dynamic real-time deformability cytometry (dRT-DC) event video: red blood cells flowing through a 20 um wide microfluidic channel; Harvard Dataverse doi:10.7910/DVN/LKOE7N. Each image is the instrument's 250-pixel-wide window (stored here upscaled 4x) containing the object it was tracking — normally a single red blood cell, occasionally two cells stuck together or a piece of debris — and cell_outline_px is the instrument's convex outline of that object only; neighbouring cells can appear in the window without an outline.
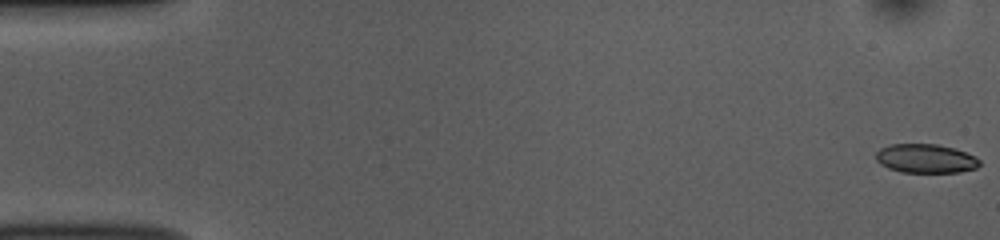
{"species": "common noctule bat (a hibernating species)", "species_latin": "Nyctalus noctula", "temperature_condition": "room temperature", "stored_images_in_passage": 53, "camera_frame_rate_fps": 3000, "um_per_image_px": 0.085, "animal": {"sex": "female", "body_mass_g": 10.0, "forearm_length_mm": 53.1}, "frame": {"image": 1, "passage_image": 1, "time_ms": 0.0, "image_size_px": [1000, 240], "cell_outline_px": [[980, 164], [976, 168], [960, 172], [900, 172], [888, 168], [880, 164], [876, 160], [876, 152], [880, 148], [892, 144], [936, 144], [952, 148], [976, 156], [980, 160]], "centroid_in_image_um": [78.67, 13.48], "position_along_channel_um": 6.3, "area_um2": 17.46}}
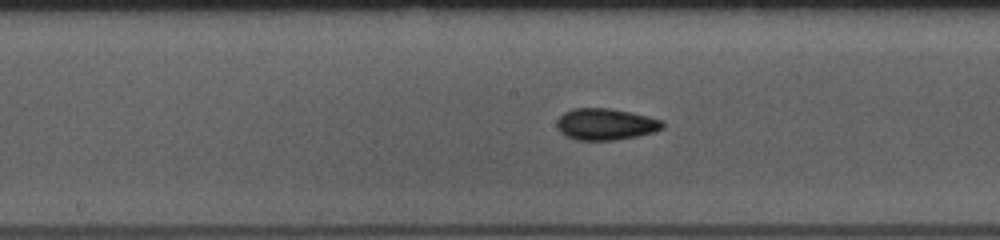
{"frame": {"image": 2, "passage_image": 27, "time_ms": 8.667, "image_size_px": [1000, 240], "cell_outline_px": [[664, 128], [652, 132], [636, 136], [616, 140], [576, 140], [560, 132], [556, 124], [556, 120], [564, 112], [572, 108], [612, 108], [648, 116], [664, 120]], "centroid_in_image_um": [51.48, 10.55], "position_along_channel_um": 196.7, "area_um2": 19.54}}
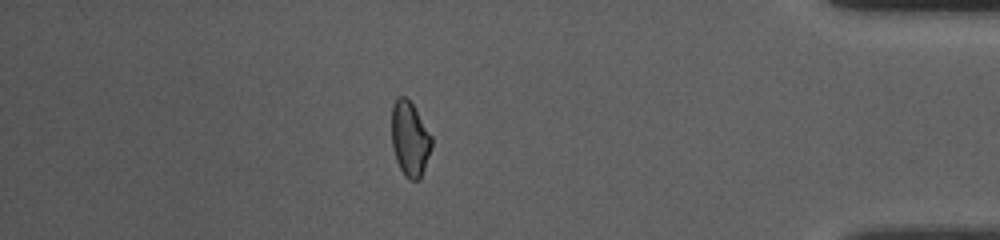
{"frame": {"image": 3, "passage_image": 46, "time_ms": 15.0, "image_size_px": [1000, 240], "cell_outline_px": [[432, 148], [420, 180], [408, 180], [404, 176], [396, 160], [392, 144], [392, 104], [400, 96], [404, 96], [412, 104], [432, 136]], "centroid_in_image_um": [34.84, 11.85], "position_along_channel_um": 400.4, "area_um2": 17.4}, "authors_computed_cell_mechanics": {"area_um2": 18.4382, "velocity_mm_per_s": 3.8225, "shape_relaxation_time_tau1_ms": 5.1804, "shape_relaxation_time_tau2_ms": 4.7752, "deformation_change_tau1": 0.0973, "deformation_change_tau2": 0.0881}}